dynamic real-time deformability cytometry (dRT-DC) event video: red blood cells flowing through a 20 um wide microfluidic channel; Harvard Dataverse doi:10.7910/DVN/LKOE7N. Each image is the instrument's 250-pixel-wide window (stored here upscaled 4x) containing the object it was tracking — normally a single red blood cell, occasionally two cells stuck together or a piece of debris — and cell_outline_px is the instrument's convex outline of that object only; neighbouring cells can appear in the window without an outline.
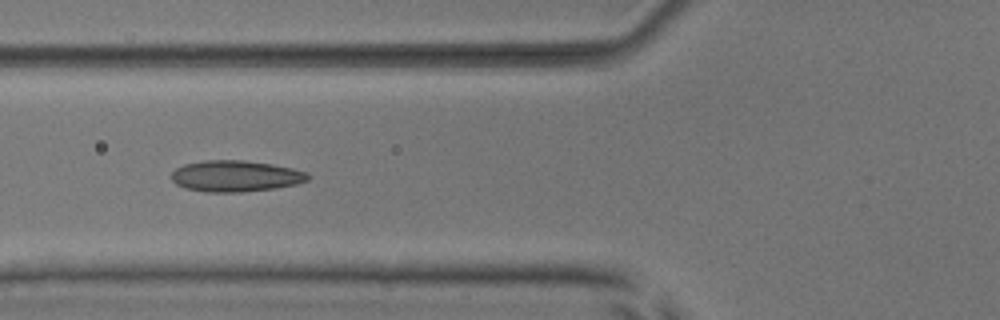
{"species": "common noctule bat (a hibernating species)", "species_latin": "Nyctalus noctula", "temperature_condition": "room temperature", "stored_images_in_passage": 4, "camera_frame_rate_fps": 3000, "um_per_image_px": 0.085, "animal": {"sex": "male", "body_mass_g": 17.9, "forearm_length_mm": 54.2}, "frame": {"image": 1, "passage_image": 3, "time_ms": 2.0, "image_size_px": [1000, 320], "cell_outline_px": [[312, 176], [308, 180], [296, 184], [276, 188], [244, 192], [204, 192], [184, 188], [176, 184], [172, 180], [172, 172], [176, 168], [184, 164], [204, 160], [244, 160], [272, 164], [292, 168], [308, 172]], "centroid_in_image_um": [20.04, 14.97], "position_along_channel_um": 105.8, "area_um2": 25.09}}
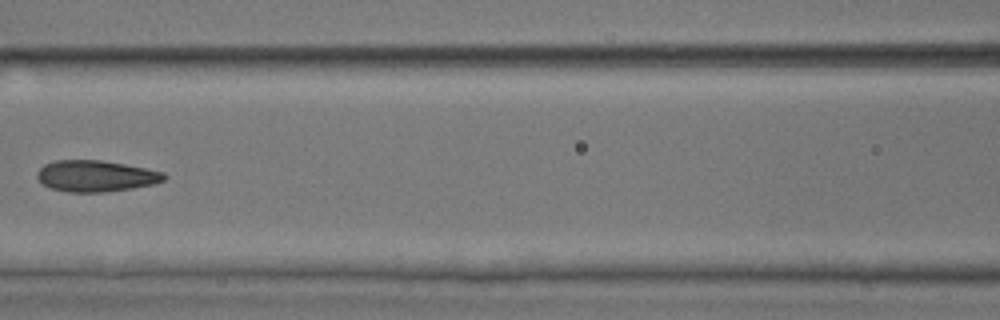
{"frame": {"image": 2, "passage_image": 4, "time_ms": 3.333, "image_size_px": [1000, 320], "cell_outline_px": [[168, 176], [164, 180], [152, 184], [132, 188], [104, 192], [68, 192], [52, 188], [44, 184], [36, 176], [36, 172], [44, 164], [56, 160], [100, 160], [124, 164], [164, 172]], "centroid_in_image_um": [8.14, 14.96], "position_along_channel_um": 158.5, "area_um2": 23.0}}